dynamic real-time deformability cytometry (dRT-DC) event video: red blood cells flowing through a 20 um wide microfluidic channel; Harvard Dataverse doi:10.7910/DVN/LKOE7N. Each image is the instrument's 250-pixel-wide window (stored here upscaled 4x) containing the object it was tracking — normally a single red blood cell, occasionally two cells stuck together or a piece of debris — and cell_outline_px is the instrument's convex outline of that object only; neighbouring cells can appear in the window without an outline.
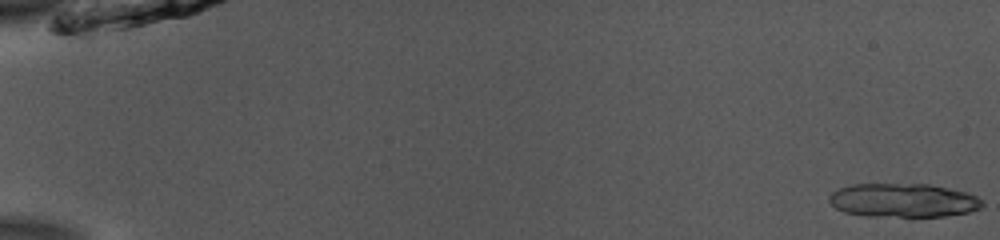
{"species": "common noctule bat (a hibernating species)", "species_latin": "Nyctalus noctula", "temperature_condition": "room temperature", "stored_images_in_passage": 16, "camera_frame_rate_fps": 3000, "um_per_image_px": 0.085, "animal": {"sex": "male", "body_mass_g": 13.0, "forearm_length_mm": 53.1}, "frame": {"image": 1, "passage_image": 1, "time_ms": 0.0, "image_size_px": [1000, 240], "cell_outline_px": [[984, 204], [980, 208], [968, 212], [944, 216], [868, 216], [844, 212], [836, 208], [828, 200], [828, 196], [832, 192], [840, 188], [852, 184], [928, 184], [964, 192], [976, 196]], "centroid_in_image_um": [76.73, 17.03], "position_along_channel_um": 8.3, "area_um2": 29.88}}